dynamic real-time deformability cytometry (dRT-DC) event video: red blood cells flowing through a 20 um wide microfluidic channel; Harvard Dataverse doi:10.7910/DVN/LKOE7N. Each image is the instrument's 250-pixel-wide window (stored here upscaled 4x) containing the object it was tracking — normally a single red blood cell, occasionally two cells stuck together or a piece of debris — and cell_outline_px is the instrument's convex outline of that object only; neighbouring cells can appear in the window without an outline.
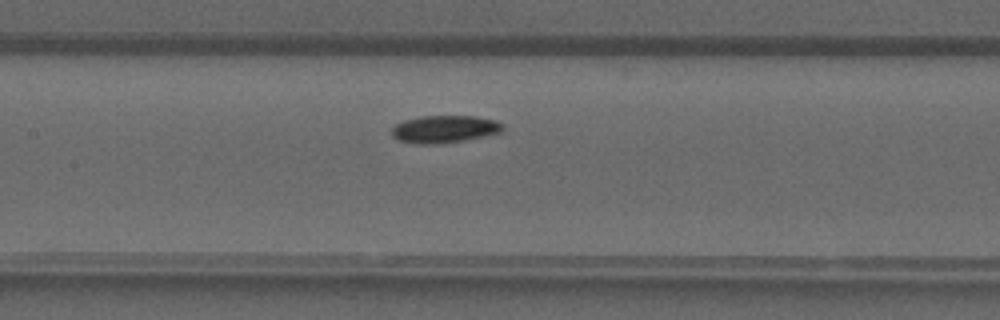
{"species": "common noctule bat (a hibernating species)", "species_latin": "Nyctalus noctula", "temperature_condition": "warm", "stored_images_in_passage": 35, "camera_frame_rate_fps": 3000, "um_per_image_px": 0.085, "animal": {"sex": "male", "forearm_length_mm": 52.5}, "frame": {"image": 1, "passage_image": 14, "time_ms": 4.333, "image_size_px": [1000, 320], "cell_outline_px": [[504, 128], [500, 132], [484, 136], [464, 140], [436, 144], [416, 144], [396, 140], [392, 136], [392, 128], [396, 124], [404, 120], [420, 116], [476, 116], [496, 120], [504, 124]], "centroid_in_image_um": [37.77, 10.97], "position_along_channel_um": 169.6, "area_um2": 17.86}}
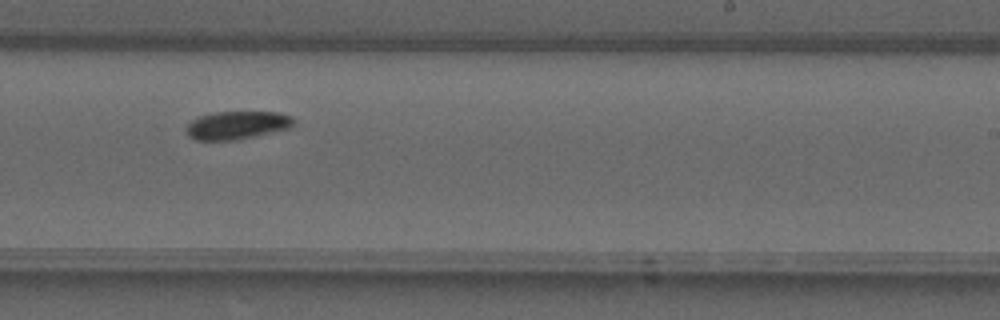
{"frame": {"image": 2, "passage_image": 20, "time_ms": 6.333, "image_size_px": [1000, 320], "cell_outline_px": [[296, 120], [292, 128], [236, 140], [196, 140], [188, 136], [184, 128], [192, 120], [200, 116], [216, 112], [280, 112], [292, 116]], "centroid_in_image_um": [20.18, 10.64], "position_along_channel_um": 268.8, "area_um2": 17.8}}
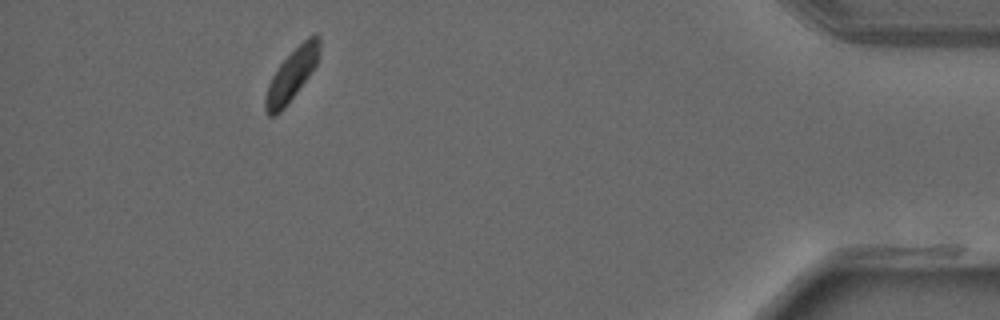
{"frame": {"image": 3, "passage_image": 32, "time_ms": 10.333, "image_size_px": [1000, 320], "cell_outline_px": [[320, 56], [316, 64], [308, 76], [284, 108], [276, 116], [268, 116], [264, 112], [264, 100], [268, 84], [276, 68], [308, 36], [316, 32], [320, 36]], "centroid_in_image_um": [24.78, 6.36], "position_along_channel_um": 410.4, "area_um2": 16.18}}